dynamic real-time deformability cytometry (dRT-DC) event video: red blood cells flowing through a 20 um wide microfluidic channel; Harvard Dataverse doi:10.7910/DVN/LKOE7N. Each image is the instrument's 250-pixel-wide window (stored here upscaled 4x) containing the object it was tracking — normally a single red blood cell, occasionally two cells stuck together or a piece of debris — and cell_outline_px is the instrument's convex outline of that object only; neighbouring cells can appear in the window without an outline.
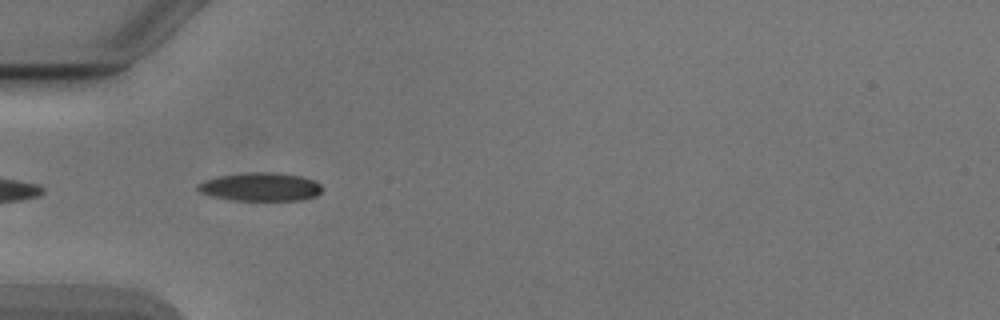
{"species": "Egyptian fruit bat (a non-hibernating species)", "species_latin": "Rousettus aegyptiacus", "temperature_condition": "cold", "stored_images_in_passage": 38, "camera_frame_rate_fps": 3000, "um_per_image_px": 0.085, "animal": {"sex": "male"}, "frame": {"image": 1, "passage_image": 2, "time_ms": 0.333, "image_size_px": [1000, 320], "cell_outline_px": [[320, 192], [316, 196], [300, 200], [228, 200], [212, 196], [200, 192], [196, 188], [196, 184], [204, 180], [220, 176], [244, 172], [276, 172], [300, 176], [316, 180], [320, 184]], "centroid_in_image_um": [22.11, 15.87], "position_along_channel_um": 62.9, "area_um2": 20.69}}
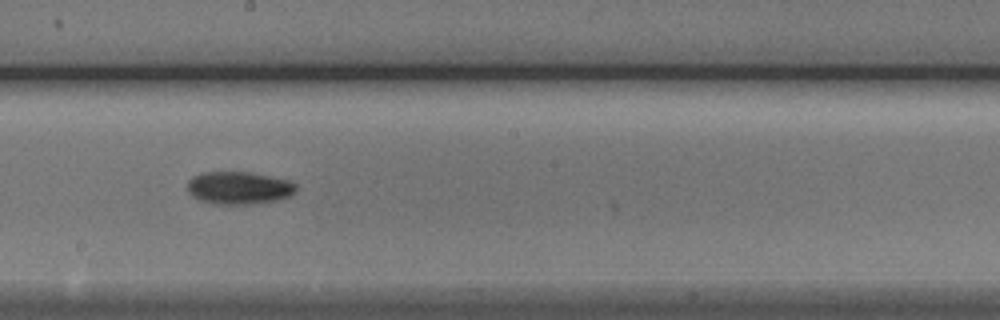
{"frame": {"image": 2, "passage_image": 15, "time_ms": 4.667, "image_size_px": [1000, 320], "cell_outline_px": [[296, 192], [288, 196], [276, 200], [252, 204], [216, 204], [200, 200], [192, 196], [188, 192], [188, 180], [192, 176], [200, 172], [252, 172], [288, 180], [296, 184]], "centroid_in_image_um": [20.29, 15.96], "position_along_channel_um": 227.9, "area_um2": 20.75}}
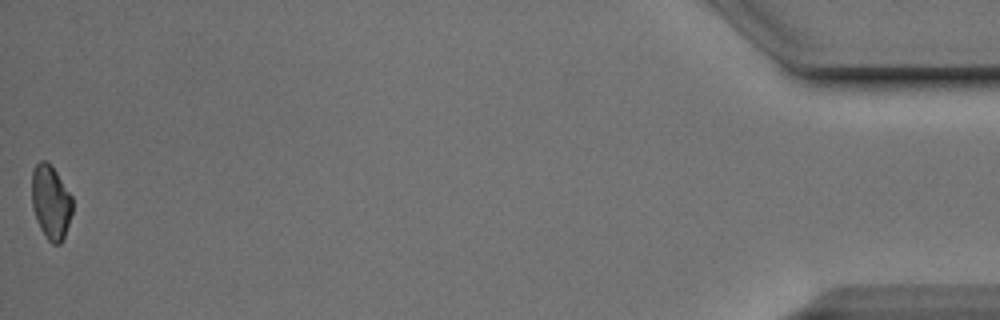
{"frame": {"image": 3, "passage_image": 38, "time_ms": 12.333, "image_size_px": [1000, 320], "cell_outline_px": [[72, 212], [64, 236], [60, 244], [52, 244], [48, 240], [40, 228], [36, 220], [32, 208], [32, 168], [40, 160], [44, 160], [56, 172], [72, 196]], "centroid_in_image_um": [4.3, 17.19], "position_along_channel_um": 430.9, "area_um2": 17.4}, "authors_computed_cell_mechanics": {"area_um2": 19.363, "velocity_mm_per_s": 3.8788, "shape_relaxation_time_tau1_ms": 3.4712, "shape_relaxation_time_tau2_ms": 6.6842, "deformation_change_tau1": 0.1035, "deformation_change_tau2": 0.0932}}